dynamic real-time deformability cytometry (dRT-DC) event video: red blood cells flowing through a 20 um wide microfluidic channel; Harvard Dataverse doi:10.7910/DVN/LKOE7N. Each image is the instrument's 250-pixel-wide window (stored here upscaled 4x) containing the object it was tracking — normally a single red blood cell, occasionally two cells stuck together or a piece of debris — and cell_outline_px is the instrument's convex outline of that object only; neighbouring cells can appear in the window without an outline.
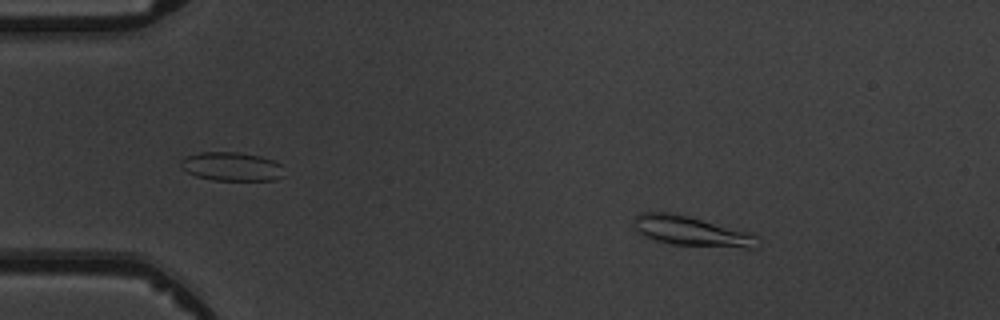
{"species": "common noctule bat (a hibernating species)", "species_latin": "Nyctalus noctula", "temperature_condition": "warm", "stored_images_in_passage": 4, "camera_frame_rate_fps": 3000, "um_per_image_px": 0.085, "animal": {"sex": "male", "body_mass_g": 19.5, "forearm_length_mm": 54.6}, "frame": {"image": 1, "passage_image": 2, "time_ms": 1.333, "image_size_px": [1000, 320], "cell_outline_px": [[760, 248], [744, 248], [672, 244], [656, 240], [644, 236], [632, 224], [636, 216], [640, 212], [668, 212], [688, 216], [748, 232], [760, 236]], "centroid_in_image_um": [58.83, 19.66], "position_along_channel_um": 26.2, "area_um2": 21.44}}